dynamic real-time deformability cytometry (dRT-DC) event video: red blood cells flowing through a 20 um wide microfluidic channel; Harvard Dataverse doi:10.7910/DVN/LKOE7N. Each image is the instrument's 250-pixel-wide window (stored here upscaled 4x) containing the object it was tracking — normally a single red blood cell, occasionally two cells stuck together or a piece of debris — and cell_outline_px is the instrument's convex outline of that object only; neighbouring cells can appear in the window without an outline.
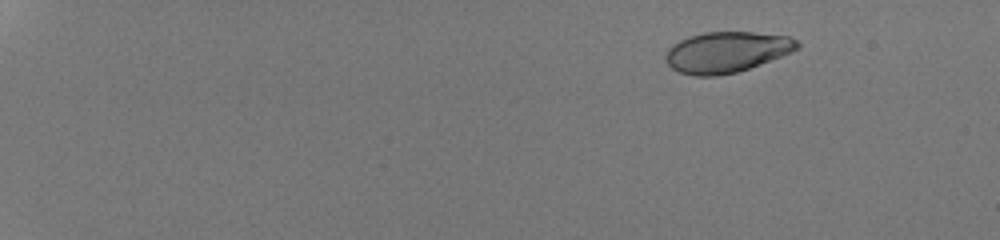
{"species": "human", "species_latin": "Homo sapiens", "temperature_condition": "room temperature", "stored_images_in_passage": 46, "camera_frame_rate_fps": 3000, "um_per_image_px": 0.085, "donor": {"sex": "male"}, "frame": {"image": 1, "passage_image": 1, "time_ms": 0.0, "image_size_px": [1000, 240], "cell_outline_px": [[800, 48], [792, 52], [748, 68], [736, 72], [716, 76], [696, 76], [680, 72], [672, 68], [668, 64], [664, 56], [668, 48], [672, 44], [688, 36], [704, 32], [752, 32], [788, 36], [796, 40], [800, 44]], "centroid_in_image_um": [61.74, 4.42], "position_along_channel_um": 23.3, "area_um2": 31.21}}
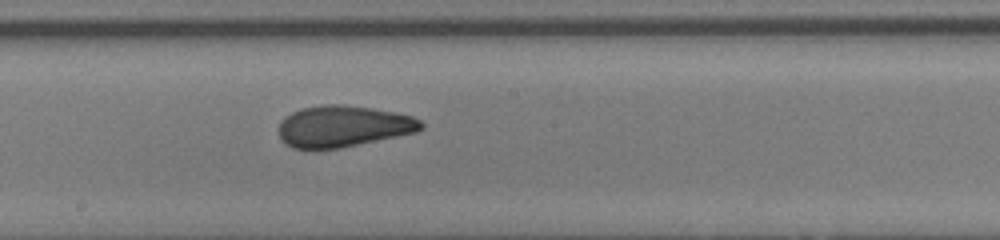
{"frame": {"image": 2, "passage_image": 27, "time_ms": 8.667, "image_size_px": [1000, 240], "cell_outline_px": [[424, 128], [416, 132], [340, 148], [292, 148], [284, 144], [280, 140], [280, 120], [284, 116], [300, 108], [328, 104], [340, 104], [372, 108], [396, 112], [412, 116], [420, 120], [424, 124]], "centroid_in_image_um": [29.16, 10.72], "position_along_channel_um": 219.0, "area_um2": 34.33}}
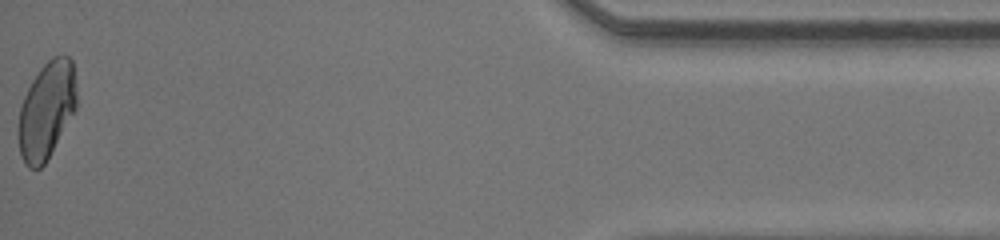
{"frame": {"image": 3, "passage_image": 46, "time_ms": 15.0, "image_size_px": [1000, 240], "cell_outline_px": [[76, 108], [44, 164], [40, 168], [28, 168], [24, 164], [20, 156], [16, 132], [16, 128], [20, 108], [24, 96], [32, 80], [40, 68], [52, 56], [68, 56], [72, 60], [76, 88]], "centroid_in_image_um": [3.91, 9.39], "position_along_channel_um": 431.3, "area_um2": 33.0}, "authors_computed_cell_mechanics": {"area_um2": 33.524, "velocity_mm_per_s": 4.3241, "shape_relaxation_time_tau1_ms": 4.6026, "shape_relaxation_time_tau2_ms": 0.6552, "deformation_change_tau1": 0.1643, "deformation_change_tau2": 0.0575}}